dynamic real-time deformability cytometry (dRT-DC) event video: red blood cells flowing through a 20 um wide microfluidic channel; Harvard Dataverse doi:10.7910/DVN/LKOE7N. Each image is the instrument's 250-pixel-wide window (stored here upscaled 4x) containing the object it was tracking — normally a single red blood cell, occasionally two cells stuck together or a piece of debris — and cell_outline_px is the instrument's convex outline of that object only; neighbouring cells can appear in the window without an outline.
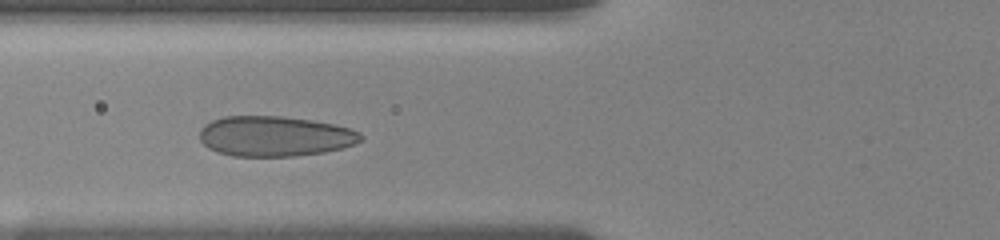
{"species": "human", "species_latin": "Homo sapiens", "temperature_condition": "room temperature", "stored_images_in_passage": 10, "camera_frame_rate_fps": 3000, "um_per_image_px": 0.085, "donor": {"sex": "female"}, "frame": {"image": 1, "passage_image": 6, "time_ms": 5.0, "image_size_px": [1000, 240], "cell_outline_px": [[364, 140], [340, 148], [324, 152], [292, 156], [232, 156], [216, 152], [208, 148], [200, 140], [200, 128], [204, 124], [212, 120], [224, 116], [284, 116], [312, 120], [332, 124], [348, 128], [360, 132], [364, 136]], "centroid_in_image_um": [23.33, 11.57], "position_along_channel_um": 102.5, "area_um2": 37.92}}
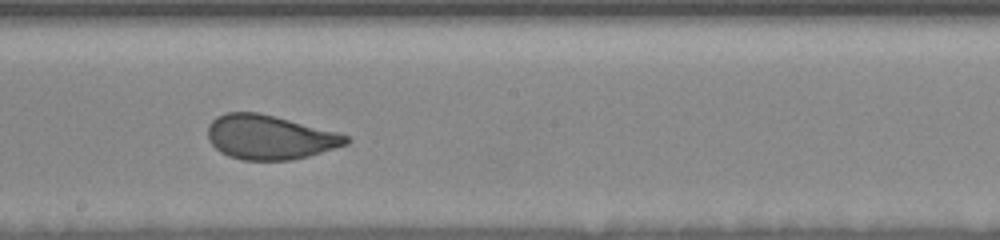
{"frame": {"image": 2, "passage_image": 9, "time_ms": 8.333, "image_size_px": [1000, 240], "cell_outline_px": [[352, 140], [348, 144], [308, 156], [292, 160], [240, 160], [228, 156], [220, 152], [208, 140], [208, 124], [216, 116], [228, 112], [256, 112], [336, 132], [348, 136]], "centroid_in_image_um": [22.89, 11.68], "position_along_channel_um": 225.3, "area_um2": 35.49}}
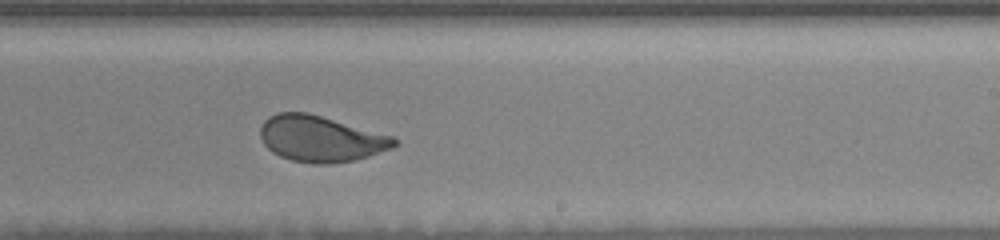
{"frame": {"image": 3, "passage_image": 10, "time_ms": 9.333, "image_size_px": [1000, 240], "cell_outline_px": [[396, 144], [392, 148], [368, 156], [352, 160], [328, 164], [312, 164], [292, 160], [280, 156], [272, 152], [264, 144], [260, 136], [260, 128], [264, 120], [268, 116], [276, 112], [308, 112], [392, 136], [396, 140]], "centroid_in_image_um": [27.21, 11.78], "position_along_channel_um": 261.8, "area_um2": 35.78}}